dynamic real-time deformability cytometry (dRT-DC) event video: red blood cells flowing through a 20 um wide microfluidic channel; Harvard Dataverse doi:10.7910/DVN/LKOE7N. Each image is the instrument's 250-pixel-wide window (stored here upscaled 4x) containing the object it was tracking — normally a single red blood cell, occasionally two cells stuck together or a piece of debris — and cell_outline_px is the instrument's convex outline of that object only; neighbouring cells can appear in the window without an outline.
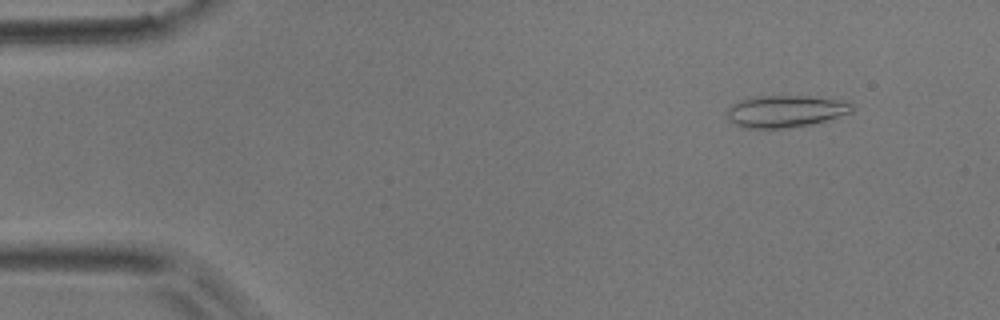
{"species": "common noctule bat (a hibernating species)", "species_latin": "Nyctalus noctula", "temperature_condition": "room temperature", "stored_images_in_passage": 50, "camera_frame_rate_fps": 3000, "um_per_image_px": 0.085, "animal": {"sex": "male", "body_mass_g": 17.9}, "frame": {"image": 1, "passage_image": 5, "time_ms": 1.333, "image_size_px": [1000, 320], "cell_outline_px": [[856, 108], [852, 112], [812, 124], [788, 128], [744, 128], [728, 120], [728, 108], [732, 104], [740, 100], [752, 96], [808, 96], [836, 100], [852, 104]], "centroid_in_image_um": [66.74, 9.46], "position_along_channel_um": 18.3, "area_um2": 23.18}}
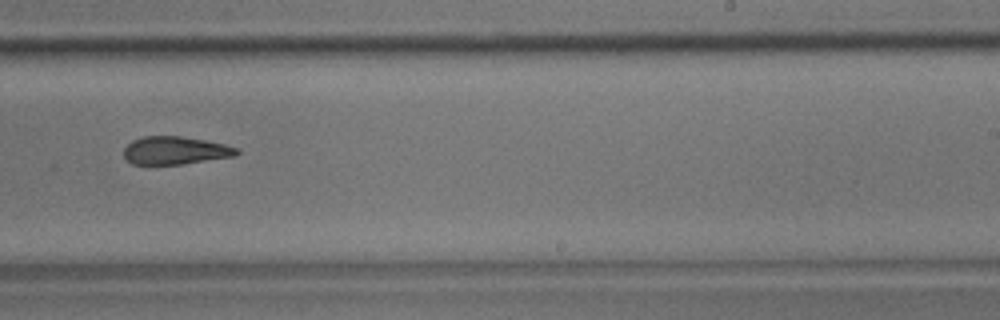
{"frame": {"image": 2, "passage_image": 31, "time_ms": 10.0, "image_size_px": [1000, 320], "cell_outline_px": [[240, 152], [236, 156], [180, 164], [132, 164], [124, 156], [124, 148], [132, 140], [144, 136], [180, 136], [204, 140], [224, 144], [236, 148]], "centroid_in_image_um": [14.88, 12.79], "position_along_channel_um": 274.1, "area_um2": 18.21}}
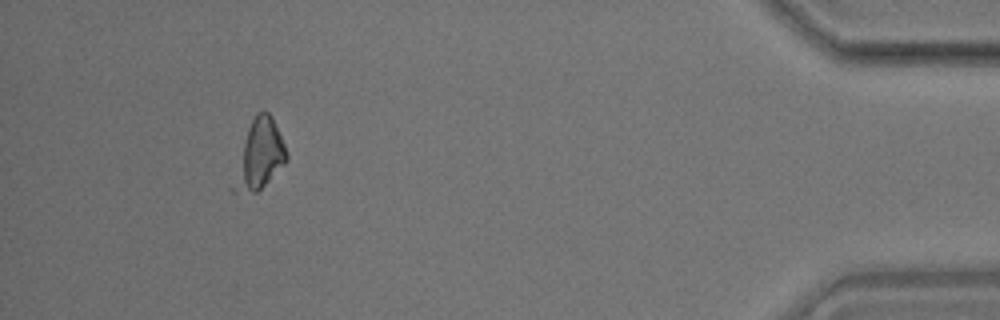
{"frame": {"image": 3, "passage_image": 46, "time_ms": 15.0, "image_size_px": [1000, 320], "cell_outline_px": [[288, 160], [256, 192], [232, 192], [228, 188], [248, 128], [256, 112], [264, 108], [272, 116], [288, 152]], "centroid_in_image_um": [22.01, 13.16], "position_along_channel_um": 413.2, "area_um2": 21.39}, "authors_computed_cell_mechanics": {"area_um2": 20.2878, "velocity_mm_per_s": 3.995, "shape_relaxation_time_tau1_ms": null, "shape_relaxation_time_tau2_ms": 7.6761, "deformation_change_tau1": null, "deformation_change_tau2": 0.2065}}